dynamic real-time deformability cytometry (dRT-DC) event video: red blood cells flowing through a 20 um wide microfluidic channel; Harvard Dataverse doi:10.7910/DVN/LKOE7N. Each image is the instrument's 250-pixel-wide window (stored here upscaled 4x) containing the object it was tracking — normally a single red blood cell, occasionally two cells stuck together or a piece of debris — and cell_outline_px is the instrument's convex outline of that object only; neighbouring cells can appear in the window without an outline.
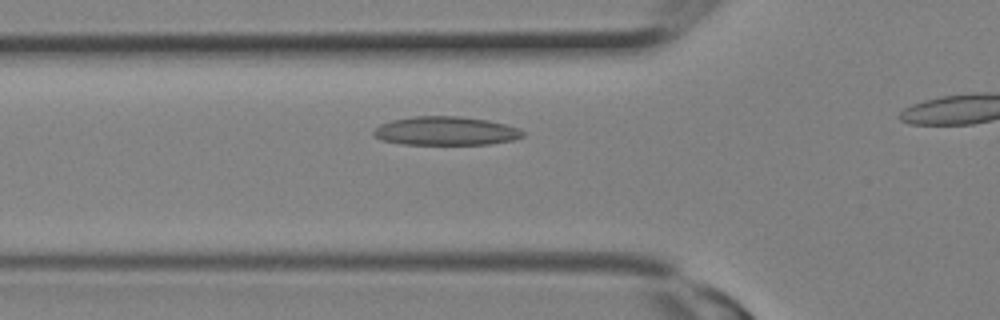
{"species": "Egyptian fruit bat (a non-hibernating species)", "species_latin": "Rousettus aegyptiacus", "temperature_condition": "room temperature", "stored_images_in_passage": 6, "segment_of_instrument_passage": [2, 2], "camera_frame_rate_fps": 3000, "um_per_image_px": 0.085, "animal": {"sex": "female"}, "frame": {"image": 1, "passage_image": 6, "time_ms": 1.667, "image_size_px": [1000, 320], "cell_outline_px": [[524, 136], [512, 140], [488, 144], [400, 144], [380, 140], [372, 136], [372, 132], [380, 124], [392, 120], [412, 116], [460, 116], [488, 120], [520, 128], [524, 132]], "centroid_in_image_um": [37.85, 11.13], "position_along_channel_um": 87.9, "area_um2": 25.09}}